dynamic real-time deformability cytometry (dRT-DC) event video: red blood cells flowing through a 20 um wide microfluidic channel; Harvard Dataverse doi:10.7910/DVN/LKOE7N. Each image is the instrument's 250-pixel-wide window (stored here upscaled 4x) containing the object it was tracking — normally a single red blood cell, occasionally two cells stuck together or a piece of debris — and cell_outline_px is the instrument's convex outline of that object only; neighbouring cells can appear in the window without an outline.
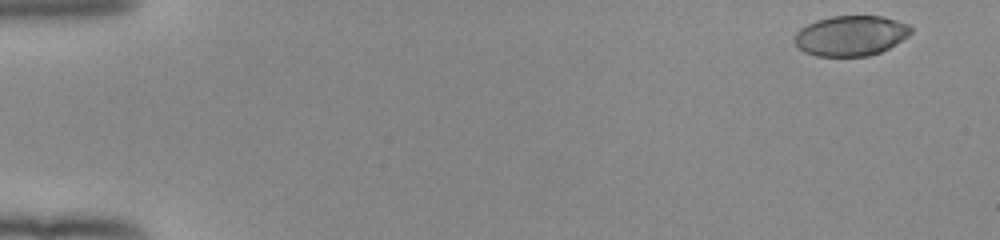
{"species": "human", "species_latin": "Homo sapiens", "temperature_condition": "room temperature", "stored_images_in_passage": 51, "camera_frame_rate_fps": 3000, "um_per_image_px": 0.085, "donor": {"sex": "female"}, "frame": {"image": 1, "passage_image": 2, "time_ms": 0.333, "image_size_px": [1000, 240], "cell_outline_px": [[912, 32], [908, 36], [888, 48], [880, 52], [868, 56], [816, 56], [804, 52], [792, 40], [796, 32], [800, 28], [816, 20], [832, 16], [884, 16], [912, 24]], "centroid_in_image_um": [72.33, 3.02], "position_along_channel_um": 12.7, "area_um2": 27.51}}
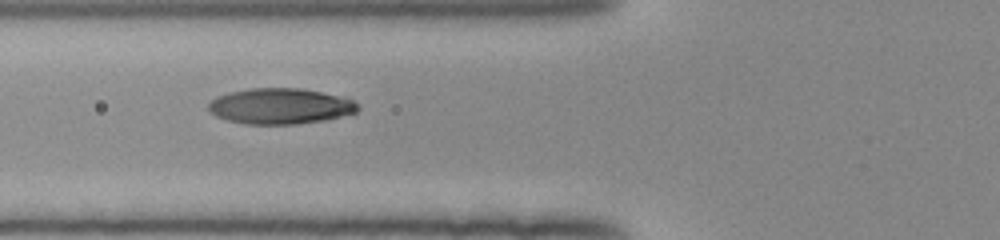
{"frame": {"image": 2, "passage_image": 20, "time_ms": 6.333, "image_size_px": [1000, 240], "cell_outline_px": [[360, 108], [356, 112], [328, 120], [296, 124], [244, 124], [228, 120], [216, 116], [208, 112], [208, 104], [216, 96], [228, 92], [248, 88], [300, 88], [348, 96], [360, 104]], "centroid_in_image_um": [23.87, 9.01], "position_along_channel_um": 101.9, "area_um2": 31.79}}
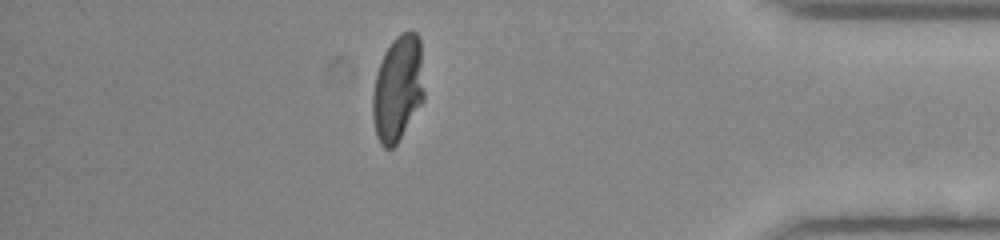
{"frame": {"image": 3, "passage_image": 45, "time_ms": 14.667, "image_size_px": [1000, 240], "cell_outline_px": [[424, 100], [396, 144], [392, 148], [384, 148], [380, 144], [376, 136], [372, 120], [372, 92], [376, 72], [384, 52], [392, 40], [400, 32], [416, 32], [420, 40], [424, 92]], "centroid_in_image_um": [33.79, 7.52], "position_along_channel_um": 401.4, "area_um2": 32.08}, "authors_computed_cell_mechanics": {"area_um2": 31.0386, "velocity_mm_per_s": 3.9841, "shape_relaxation_time_tau1_ms": 4.6615, "shape_relaxation_time_tau2_ms": null, "deformation_change_tau1": 0.255, "deformation_change_tau2": null}}